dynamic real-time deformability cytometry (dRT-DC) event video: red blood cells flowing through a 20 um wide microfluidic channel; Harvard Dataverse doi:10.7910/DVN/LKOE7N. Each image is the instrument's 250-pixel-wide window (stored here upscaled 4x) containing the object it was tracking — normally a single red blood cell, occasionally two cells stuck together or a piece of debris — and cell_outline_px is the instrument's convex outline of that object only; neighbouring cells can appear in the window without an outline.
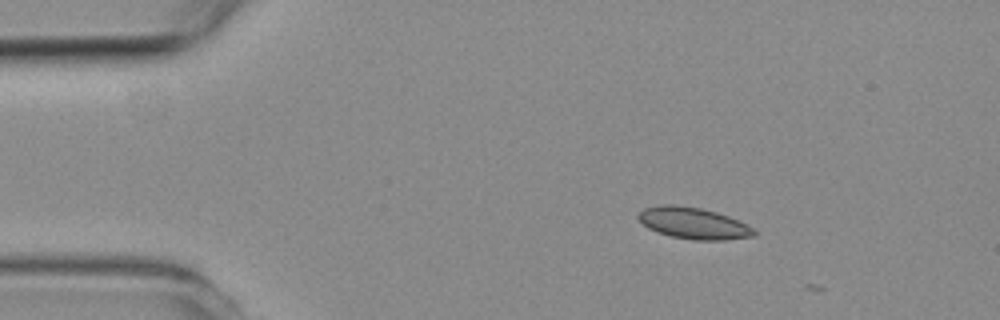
{"species": "common noctule bat (a hibernating species)", "species_latin": "Nyctalus noctula", "temperature_condition": "room temperature", "stored_images_in_passage": 2, "camera_frame_rate_fps": 3000, "um_per_image_px": 0.085, "animal": {"sex": "female", "body_mass_g": 19.3, "forearm_length_mm": 54.1}, "frame": {"image": 1, "passage_image": 1, "time_ms": 0.0, "image_size_px": [1000, 320], "cell_outline_px": [[756, 236], [724, 240], [692, 240], [672, 236], [656, 232], [648, 228], [636, 216], [644, 208], [660, 204], [676, 204], [700, 208], [716, 212], [728, 216], [748, 224], [756, 232]], "centroid_in_image_um": [58.94, 18.97], "position_along_channel_um": 26.1, "area_um2": 21.33}}